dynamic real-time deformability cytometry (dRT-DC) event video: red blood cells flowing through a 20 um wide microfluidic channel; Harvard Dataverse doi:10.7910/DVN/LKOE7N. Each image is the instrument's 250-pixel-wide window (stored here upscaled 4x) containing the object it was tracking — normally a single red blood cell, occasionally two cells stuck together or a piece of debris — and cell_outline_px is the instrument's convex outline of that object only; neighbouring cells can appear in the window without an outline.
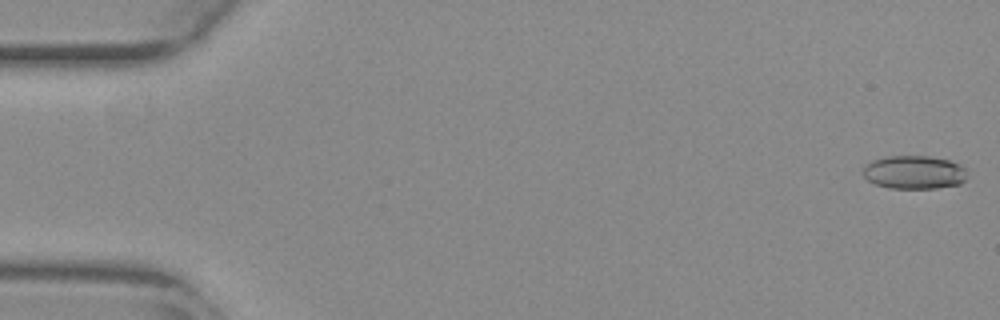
{"species": "common noctule bat (a hibernating species)", "species_latin": "Nyctalus noctula", "temperature_condition": "warm", "stored_images_in_passage": 54, "camera_frame_rate_fps": 3000, "um_per_image_px": 0.085, "animal": {"sex": "female", "body_mass_g": 29.2, "forearm_length_mm": 56.3}, "frame": {"image": 1, "passage_image": 1, "time_ms": 0.0, "image_size_px": [1000, 320], "cell_outline_px": [[964, 180], [960, 184], [936, 188], [888, 188], [876, 184], [868, 180], [864, 176], [864, 168], [872, 160], [888, 156], [928, 156], [948, 160], [960, 164], [964, 168]], "centroid_in_image_um": [77.69, 14.64], "position_along_channel_um": 7.3, "area_um2": 20.0}}
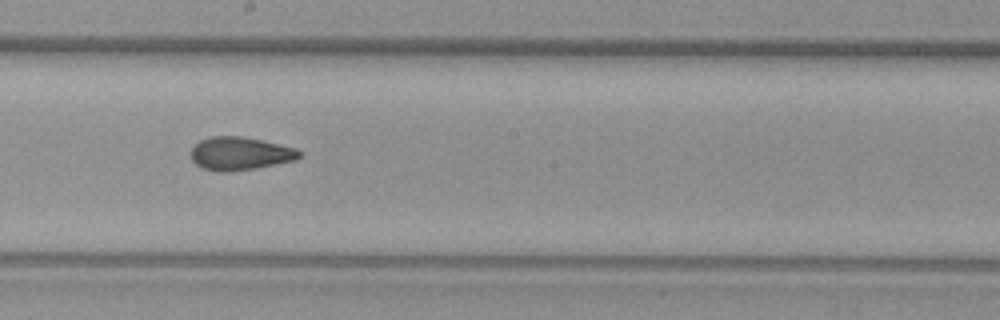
{"frame": {"image": 2, "passage_image": 30, "time_ms": 9.667, "image_size_px": [1000, 320], "cell_outline_px": [[304, 156], [296, 160], [256, 168], [228, 172], [216, 172], [200, 168], [192, 160], [192, 148], [200, 140], [212, 136], [244, 136], [296, 148], [304, 152]], "centroid_in_image_um": [20.44, 13.06], "position_along_channel_um": 227.8, "area_um2": 21.21}}
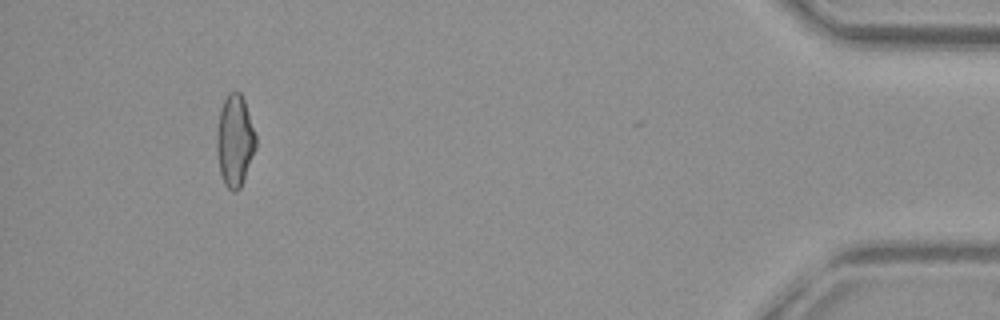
{"frame": {"image": 3, "passage_image": 50, "time_ms": 16.333, "image_size_px": [1000, 320], "cell_outline_px": [[256, 148], [240, 188], [236, 192], [232, 192], [224, 184], [220, 172], [216, 152], [216, 128], [220, 112], [224, 100], [228, 92], [240, 92], [244, 100], [256, 136]], "centroid_in_image_um": [19.94, 11.98], "position_along_channel_um": 415.3, "area_um2": 20.87}, "authors_computed_cell_mechanics": {"area_um2": 20.8369, "velocity_mm_per_s": 3.8885, "shape_relaxation_time_tau1_ms": 10.9203, "shape_relaxation_time_tau2_ms": 1.57, "deformation_change_tau1": 0.22, "deformation_change_tau2": 0.0727}}